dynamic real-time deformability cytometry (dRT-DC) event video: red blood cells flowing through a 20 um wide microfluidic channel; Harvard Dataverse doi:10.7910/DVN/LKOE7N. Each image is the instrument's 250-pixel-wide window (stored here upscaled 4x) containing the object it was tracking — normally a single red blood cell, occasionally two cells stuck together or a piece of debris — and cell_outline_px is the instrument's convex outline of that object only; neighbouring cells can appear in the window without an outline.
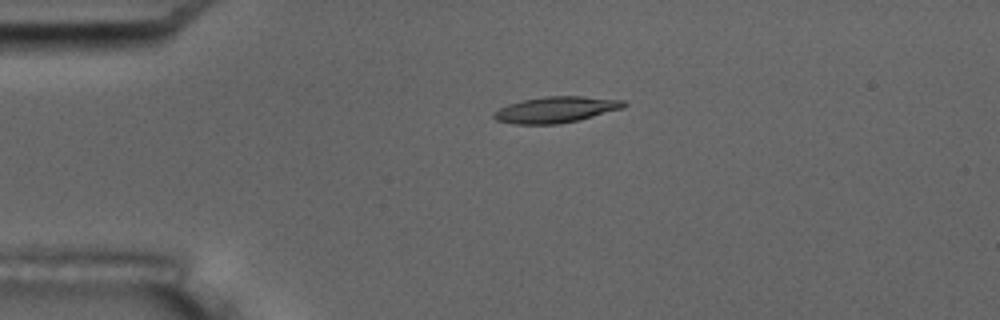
{"species": "common noctule bat (a hibernating species)", "species_latin": "Nyctalus noctula", "temperature_condition": "room temperature", "stored_images_in_passage": 5, "camera_frame_rate_fps": 3000, "um_per_image_px": 0.085, "animal": {"sex": "male", "body_mass_g": 17.5, "forearm_length_mm": 52.3}, "frame": {"image": 1, "passage_image": 4, "time_ms": 3.667, "image_size_px": [1000, 320], "cell_outline_px": [[628, 104], [624, 108], [580, 120], [556, 124], [516, 124], [496, 120], [492, 116], [500, 108], [508, 104], [520, 100], [544, 96], [580, 96], [624, 100]], "centroid_in_image_um": [47.29, 9.31], "position_along_channel_um": 37.7, "area_um2": 19.83}}